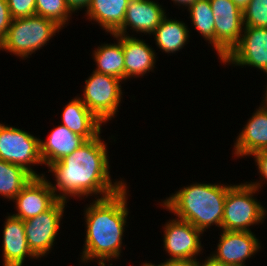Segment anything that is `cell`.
<instances>
[{
    "label": "cell",
    "mask_w": 267,
    "mask_h": 266,
    "mask_svg": "<svg viewBox=\"0 0 267 266\" xmlns=\"http://www.w3.org/2000/svg\"><path fill=\"white\" fill-rule=\"evenodd\" d=\"M127 186L116 194L95 199L86 207V237L81 256L82 262L98 260L99 265L119 259L122 238L128 216ZM89 260V261H88Z\"/></svg>",
    "instance_id": "obj_2"
},
{
    "label": "cell",
    "mask_w": 267,
    "mask_h": 266,
    "mask_svg": "<svg viewBox=\"0 0 267 266\" xmlns=\"http://www.w3.org/2000/svg\"><path fill=\"white\" fill-rule=\"evenodd\" d=\"M62 125L91 140L101 134L102 122L87 108L80 97L71 99L62 112Z\"/></svg>",
    "instance_id": "obj_19"
},
{
    "label": "cell",
    "mask_w": 267,
    "mask_h": 266,
    "mask_svg": "<svg viewBox=\"0 0 267 266\" xmlns=\"http://www.w3.org/2000/svg\"><path fill=\"white\" fill-rule=\"evenodd\" d=\"M201 266H228L221 262L214 260L211 256L207 257L204 263H201Z\"/></svg>",
    "instance_id": "obj_32"
},
{
    "label": "cell",
    "mask_w": 267,
    "mask_h": 266,
    "mask_svg": "<svg viewBox=\"0 0 267 266\" xmlns=\"http://www.w3.org/2000/svg\"><path fill=\"white\" fill-rule=\"evenodd\" d=\"M255 158V162L258 166L259 175L265 180H267V150L265 151H258L252 154Z\"/></svg>",
    "instance_id": "obj_29"
},
{
    "label": "cell",
    "mask_w": 267,
    "mask_h": 266,
    "mask_svg": "<svg viewBox=\"0 0 267 266\" xmlns=\"http://www.w3.org/2000/svg\"><path fill=\"white\" fill-rule=\"evenodd\" d=\"M173 3H177L179 6L183 5L186 7H190L193 3H195L197 0H172Z\"/></svg>",
    "instance_id": "obj_34"
},
{
    "label": "cell",
    "mask_w": 267,
    "mask_h": 266,
    "mask_svg": "<svg viewBox=\"0 0 267 266\" xmlns=\"http://www.w3.org/2000/svg\"><path fill=\"white\" fill-rule=\"evenodd\" d=\"M164 229V249L169 253L167 260L196 258L202 251L200 235L203 234L188 221L178 218L166 222Z\"/></svg>",
    "instance_id": "obj_11"
},
{
    "label": "cell",
    "mask_w": 267,
    "mask_h": 266,
    "mask_svg": "<svg viewBox=\"0 0 267 266\" xmlns=\"http://www.w3.org/2000/svg\"><path fill=\"white\" fill-rule=\"evenodd\" d=\"M222 231L217 251L210 255L218 262L228 266H246L245 260L261 248L252 231Z\"/></svg>",
    "instance_id": "obj_13"
},
{
    "label": "cell",
    "mask_w": 267,
    "mask_h": 266,
    "mask_svg": "<svg viewBox=\"0 0 267 266\" xmlns=\"http://www.w3.org/2000/svg\"><path fill=\"white\" fill-rule=\"evenodd\" d=\"M232 186L192 183L166 198L161 205L203 233L214 224L222 229L225 198Z\"/></svg>",
    "instance_id": "obj_3"
},
{
    "label": "cell",
    "mask_w": 267,
    "mask_h": 266,
    "mask_svg": "<svg viewBox=\"0 0 267 266\" xmlns=\"http://www.w3.org/2000/svg\"><path fill=\"white\" fill-rule=\"evenodd\" d=\"M112 35L118 40L117 44H101L93 52V59L97 65L95 72L119 78L123 81L125 58L121 44V35Z\"/></svg>",
    "instance_id": "obj_21"
},
{
    "label": "cell",
    "mask_w": 267,
    "mask_h": 266,
    "mask_svg": "<svg viewBox=\"0 0 267 266\" xmlns=\"http://www.w3.org/2000/svg\"><path fill=\"white\" fill-rule=\"evenodd\" d=\"M215 21V50L222 61L243 33V13L231 0H209Z\"/></svg>",
    "instance_id": "obj_8"
},
{
    "label": "cell",
    "mask_w": 267,
    "mask_h": 266,
    "mask_svg": "<svg viewBox=\"0 0 267 266\" xmlns=\"http://www.w3.org/2000/svg\"><path fill=\"white\" fill-rule=\"evenodd\" d=\"M146 266H153L152 263H146Z\"/></svg>",
    "instance_id": "obj_36"
},
{
    "label": "cell",
    "mask_w": 267,
    "mask_h": 266,
    "mask_svg": "<svg viewBox=\"0 0 267 266\" xmlns=\"http://www.w3.org/2000/svg\"><path fill=\"white\" fill-rule=\"evenodd\" d=\"M2 247L3 266H23L26 257L37 258L28 247L23 220L13 215L6 218Z\"/></svg>",
    "instance_id": "obj_16"
},
{
    "label": "cell",
    "mask_w": 267,
    "mask_h": 266,
    "mask_svg": "<svg viewBox=\"0 0 267 266\" xmlns=\"http://www.w3.org/2000/svg\"><path fill=\"white\" fill-rule=\"evenodd\" d=\"M166 16L165 10L153 0H130L122 26L114 33L127 35V28L152 34Z\"/></svg>",
    "instance_id": "obj_14"
},
{
    "label": "cell",
    "mask_w": 267,
    "mask_h": 266,
    "mask_svg": "<svg viewBox=\"0 0 267 266\" xmlns=\"http://www.w3.org/2000/svg\"><path fill=\"white\" fill-rule=\"evenodd\" d=\"M65 203L67 201L58 200L44 213L23 221L28 247L37 259L50 253L60 228Z\"/></svg>",
    "instance_id": "obj_9"
},
{
    "label": "cell",
    "mask_w": 267,
    "mask_h": 266,
    "mask_svg": "<svg viewBox=\"0 0 267 266\" xmlns=\"http://www.w3.org/2000/svg\"><path fill=\"white\" fill-rule=\"evenodd\" d=\"M233 3H235V5L241 9L242 11L245 9V7L248 5V3L251 0H231Z\"/></svg>",
    "instance_id": "obj_33"
},
{
    "label": "cell",
    "mask_w": 267,
    "mask_h": 266,
    "mask_svg": "<svg viewBox=\"0 0 267 266\" xmlns=\"http://www.w3.org/2000/svg\"><path fill=\"white\" fill-rule=\"evenodd\" d=\"M124 51V81L128 78L144 76L155 67V52L148 44L136 37L121 35Z\"/></svg>",
    "instance_id": "obj_17"
},
{
    "label": "cell",
    "mask_w": 267,
    "mask_h": 266,
    "mask_svg": "<svg viewBox=\"0 0 267 266\" xmlns=\"http://www.w3.org/2000/svg\"><path fill=\"white\" fill-rule=\"evenodd\" d=\"M130 0H91L86 10L88 19L96 21L111 35L123 24Z\"/></svg>",
    "instance_id": "obj_20"
},
{
    "label": "cell",
    "mask_w": 267,
    "mask_h": 266,
    "mask_svg": "<svg viewBox=\"0 0 267 266\" xmlns=\"http://www.w3.org/2000/svg\"><path fill=\"white\" fill-rule=\"evenodd\" d=\"M33 177L13 199L18 213L13 216L28 220L50 209L58 199L45 175Z\"/></svg>",
    "instance_id": "obj_12"
},
{
    "label": "cell",
    "mask_w": 267,
    "mask_h": 266,
    "mask_svg": "<svg viewBox=\"0 0 267 266\" xmlns=\"http://www.w3.org/2000/svg\"><path fill=\"white\" fill-rule=\"evenodd\" d=\"M242 13L244 27L267 28V0H251Z\"/></svg>",
    "instance_id": "obj_26"
},
{
    "label": "cell",
    "mask_w": 267,
    "mask_h": 266,
    "mask_svg": "<svg viewBox=\"0 0 267 266\" xmlns=\"http://www.w3.org/2000/svg\"><path fill=\"white\" fill-rule=\"evenodd\" d=\"M33 176L23 167L0 159V194L13 200Z\"/></svg>",
    "instance_id": "obj_23"
},
{
    "label": "cell",
    "mask_w": 267,
    "mask_h": 266,
    "mask_svg": "<svg viewBox=\"0 0 267 266\" xmlns=\"http://www.w3.org/2000/svg\"><path fill=\"white\" fill-rule=\"evenodd\" d=\"M261 106L250 117L234 143V154L237 157L267 150V106Z\"/></svg>",
    "instance_id": "obj_15"
},
{
    "label": "cell",
    "mask_w": 267,
    "mask_h": 266,
    "mask_svg": "<svg viewBox=\"0 0 267 266\" xmlns=\"http://www.w3.org/2000/svg\"><path fill=\"white\" fill-rule=\"evenodd\" d=\"M119 78L97 73L93 70L85 80L82 98L80 100L102 122L114 118L121 102L122 90Z\"/></svg>",
    "instance_id": "obj_6"
},
{
    "label": "cell",
    "mask_w": 267,
    "mask_h": 266,
    "mask_svg": "<svg viewBox=\"0 0 267 266\" xmlns=\"http://www.w3.org/2000/svg\"><path fill=\"white\" fill-rule=\"evenodd\" d=\"M267 88V87H266ZM266 93H265V98H264V100L263 101H265L264 103H263V105H266L267 106V89H266V91H265Z\"/></svg>",
    "instance_id": "obj_35"
},
{
    "label": "cell",
    "mask_w": 267,
    "mask_h": 266,
    "mask_svg": "<svg viewBox=\"0 0 267 266\" xmlns=\"http://www.w3.org/2000/svg\"><path fill=\"white\" fill-rule=\"evenodd\" d=\"M190 19L196 30L213 44L215 49V21L209 0H197L189 8Z\"/></svg>",
    "instance_id": "obj_24"
},
{
    "label": "cell",
    "mask_w": 267,
    "mask_h": 266,
    "mask_svg": "<svg viewBox=\"0 0 267 266\" xmlns=\"http://www.w3.org/2000/svg\"><path fill=\"white\" fill-rule=\"evenodd\" d=\"M66 4L70 8V10L75 12L76 10H80L82 8L86 9L89 7L91 0H65Z\"/></svg>",
    "instance_id": "obj_31"
},
{
    "label": "cell",
    "mask_w": 267,
    "mask_h": 266,
    "mask_svg": "<svg viewBox=\"0 0 267 266\" xmlns=\"http://www.w3.org/2000/svg\"><path fill=\"white\" fill-rule=\"evenodd\" d=\"M12 19L36 15V0H7Z\"/></svg>",
    "instance_id": "obj_27"
},
{
    "label": "cell",
    "mask_w": 267,
    "mask_h": 266,
    "mask_svg": "<svg viewBox=\"0 0 267 266\" xmlns=\"http://www.w3.org/2000/svg\"><path fill=\"white\" fill-rule=\"evenodd\" d=\"M153 266H201V262L197 261L196 258L180 259V260H167L158 265L152 264Z\"/></svg>",
    "instance_id": "obj_30"
},
{
    "label": "cell",
    "mask_w": 267,
    "mask_h": 266,
    "mask_svg": "<svg viewBox=\"0 0 267 266\" xmlns=\"http://www.w3.org/2000/svg\"><path fill=\"white\" fill-rule=\"evenodd\" d=\"M11 22L7 0H0V43L6 38Z\"/></svg>",
    "instance_id": "obj_28"
},
{
    "label": "cell",
    "mask_w": 267,
    "mask_h": 266,
    "mask_svg": "<svg viewBox=\"0 0 267 266\" xmlns=\"http://www.w3.org/2000/svg\"><path fill=\"white\" fill-rule=\"evenodd\" d=\"M60 29L63 28L52 20L37 15L12 19L6 38L0 43V49L25 59L47 45Z\"/></svg>",
    "instance_id": "obj_5"
},
{
    "label": "cell",
    "mask_w": 267,
    "mask_h": 266,
    "mask_svg": "<svg viewBox=\"0 0 267 266\" xmlns=\"http://www.w3.org/2000/svg\"><path fill=\"white\" fill-rule=\"evenodd\" d=\"M247 183L233 185L228 190L225 198L222 230L251 232L249 226L264 221L267 210L253 197L261 188V183L257 181Z\"/></svg>",
    "instance_id": "obj_4"
},
{
    "label": "cell",
    "mask_w": 267,
    "mask_h": 266,
    "mask_svg": "<svg viewBox=\"0 0 267 266\" xmlns=\"http://www.w3.org/2000/svg\"><path fill=\"white\" fill-rule=\"evenodd\" d=\"M39 141L22 129L0 123V159L23 167L33 177H41L30 167L43 164Z\"/></svg>",
    "instance_id": "obj_7"
},
{
    "label": "cell",
    "mask_w": 267,
    "mask_h": 266,
    "mask_svg": "<svg viewBox=\"0 0 267 266\" xmlns=\"http://www.w3.org/2000/svg\"><path fill=\"white\" fill-rule=\"evenodd\" d=\"M71 12L65 0H36V15L52 20L61 28L68 24Z\"/></svg>",
    "instance_id": "obj_25"
},
{
    "label": "cell",
    "mask_w": 267,
    "mask_h": 266,
    "mask_svg": "<svg viewBox=\"0 0 267 266\" xmlns=\"http://www.w3.org/2000/svg\"><path fill=\"white\" fill-rule=\"evenodd\" d=\"M87 140L72 132L64 125H59L51 131L46 140L39 141L40 156L47 167L54 162L60 161L62 158L73 153Z\"/></svg>",
    "instance_id": "obj_18"
},
{
    "label": "cell",
    "mask_w": 267,
    "mask_h": 266,
    "mask_svg": "<svg viewBox=\"0 0 267 266\" xmlns=\"http://www.w3.org/2000/svg\"><path fill=\"white\" fill-rule=\"evenodd\" d=\"M156 45L165 53H175L182 49L188 41L189 30L184 22L164 17L152 33Z\"/></svg>",
    "instance_id": "obj_22"
},
{
    "label": "cell",
    "mask_w": 267,
    "mask_h": 266,
    "mask_svg": "<svg viewBox=\"0 0 267 266\" xmlns=\"http://www.w3.org/2000/svg\"><path fill=\"white\" fill-rule=\"evenodd\" d=\"M243 32L222 63L251 66L267 74V28L244 27Z\"/></svg>",
    "instance_id": "obj_10"
},
{
    "label": "cell",
    "mask_w": 267,
    "mask_h": 266,
    "mask_svg": "<svg viewBox=\"0 0 267 266\" xmlns=\"http://www.w3.org/2000/svg\"><path fill=\"white\" fill-rule=\"evenodd\" d=\"M102 140L99 134L87 140L73 153L48 166L49 172L55 175L56 184L53 186L50 182V186L58 200L66 201L68 197H88L92 194H100L102 196L97 199H103L116 194L127 185L122 180L112 184L107 144Z\"/></svg>",
    "instance_id": "obj_1"
}]
</instances>
